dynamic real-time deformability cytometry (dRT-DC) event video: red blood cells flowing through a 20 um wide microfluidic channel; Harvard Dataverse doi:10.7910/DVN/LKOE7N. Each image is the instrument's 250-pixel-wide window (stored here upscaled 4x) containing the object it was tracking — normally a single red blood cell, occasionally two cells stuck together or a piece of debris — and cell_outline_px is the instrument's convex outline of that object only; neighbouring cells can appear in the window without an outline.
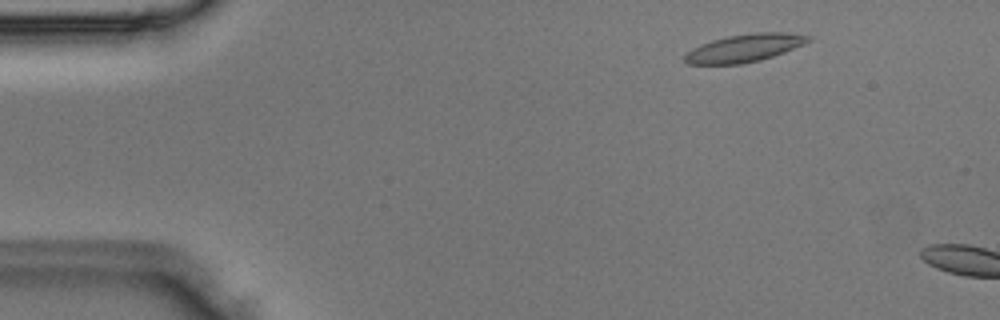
{"species": "Egyptian fruit bat (a non-hibernating species)", "species_latin": "Rousettus aegyptiacus", "temperature_condition": "room temperature", "stored_images_in_passage": 2, "camera_frame_rate_fps": 3000, "um_per_image_px": 0.085, "animal": {"sex": "male"}, "frame": {"image": 1, "passage_image": 1, "time_ms": 0.0, "image_size_px": [1000, 320], "cell_outline_px": [[812, 36], [808, 40], [784, 52], [760, 60], [740, 64], [688, 64], [684, 60], [684, 56], [692, 48], [700, 44], [712, 40], [728, 36], [756, 32], [788, 32]], "centroid_in_image_um": [63.23, 4.08], "position_along_channel_um": 21.8, "area_um2": 19.71}}